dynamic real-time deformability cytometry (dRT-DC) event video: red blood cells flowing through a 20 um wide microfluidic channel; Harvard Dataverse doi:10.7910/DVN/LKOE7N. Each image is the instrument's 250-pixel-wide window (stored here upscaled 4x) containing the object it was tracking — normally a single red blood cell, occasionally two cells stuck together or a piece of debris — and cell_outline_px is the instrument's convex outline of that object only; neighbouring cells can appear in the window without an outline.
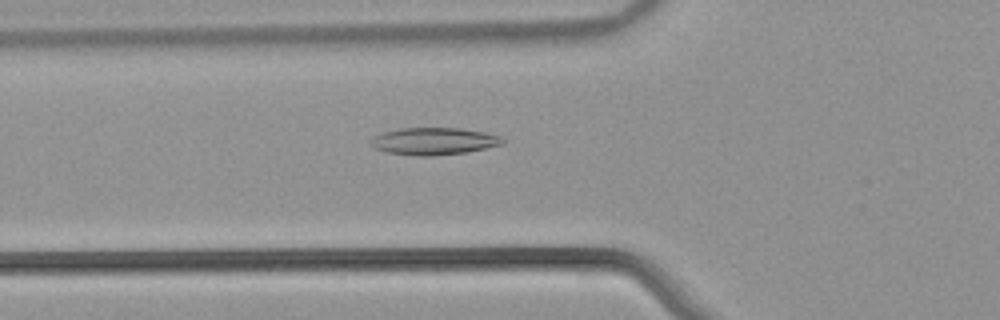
{"species": "common noctule bat (a hibernating species)", "species_latin": "Nyctalus noctula", "temperature_condition": "warm", "stored_images_in_passage": 40, "camera_frame_rate_fps": 3000, "um_per_image_px": 0.085, "animal": {"sex": "male", "body_mass_g": 21.5, "forearm_length_mm": 52.0}, "frame": {"image": 1, "passage_image": 7, "time_ms": 2.0, "image_size_px": [1000, 320], "cell_outline_px": [[504, 144], [464, 152], [432, 156], [416, 156], [388, 152], [376, 148], [372, 144], [372, 140], [376, 136], [384, 132], [400, 128], [460, 128], [484, 132], [500, 136], [504, 140]], "centroid_in_image_um": [36.91, 12.0], "position_along_channel_um": 88.9, "area_um2": 20.52}}
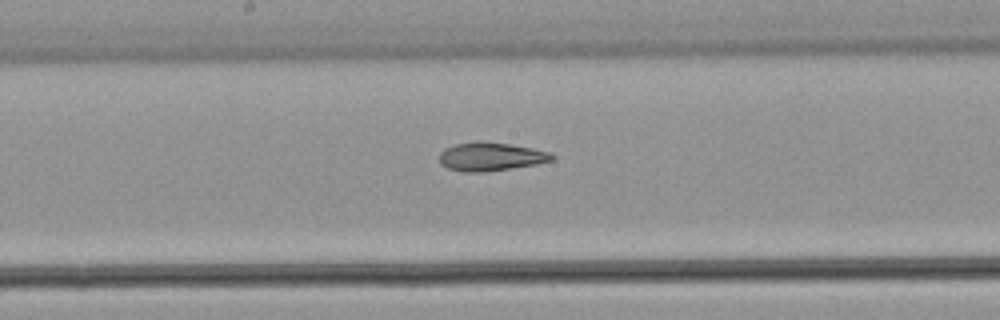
{"frame": {"image": 2, "passage_image": 16, "time_ms": 5.0, "image_size_px": [1000, 320], "cell_outline_px": [[556, 156], [552, 160], [536, 164], [484, 172], [464, 172], [448, 168], [440, 164], [440, 152], [444, 148], [456, 144], [476, 140], [508, 144], [532, 148], [552, 152]], "centroid_in_image_um": [41.7, 13.3], "position_along_channel_um": 206.5, "area_um2": 18.73}}
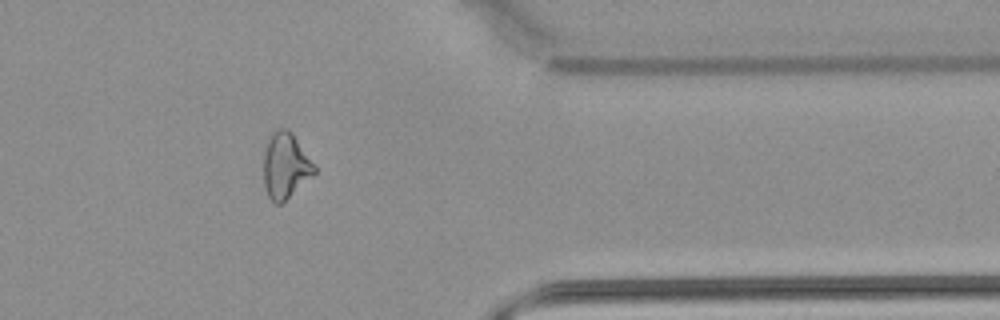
{"frame": {"image": 3, "passage_image": 31, "time_ms": 10.0, "image_size_px": [1000, 320], "cell_outline_px": [[316, 172], [312, 176], [280, 204], [276, 204], [268, 196], [264, 188], [264, 152], [268, 140], [272, 132], [276, 128], [288, 128], [292, 132], [316, 168]], "centroid_in_image_um": [24.24, 14.06], "position_along_channel_um": 387.2, "area_um2": 19.19}, "authors_computed_cell_mechanics": {"area_um2": 19.3052, "velocity_mm_per_s": 3.9123, "shape_relaxation_time_tau1_ms": null, "shape_relaxation_time_tau2_ms": 4.9186, "deformation_change_tau1": null, "deformation_change_tau2": 0.1253}}